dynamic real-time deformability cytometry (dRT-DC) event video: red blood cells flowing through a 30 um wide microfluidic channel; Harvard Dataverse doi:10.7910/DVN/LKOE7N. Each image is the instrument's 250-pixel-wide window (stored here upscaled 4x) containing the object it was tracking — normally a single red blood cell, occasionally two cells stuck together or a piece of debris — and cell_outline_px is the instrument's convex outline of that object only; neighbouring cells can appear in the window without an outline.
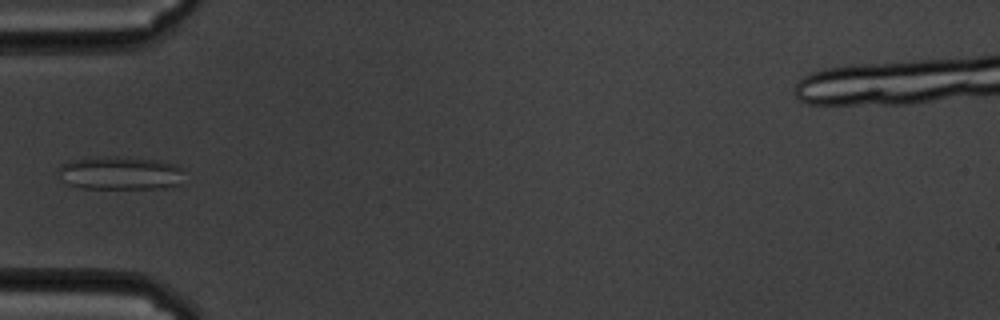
{"species": "common noctule bat (a hibernating species)", "species_latin": "Nyctalus noctula", "temperature_condition": "cold", "stored_images_in_passage": 40, "camera_frame_rate_fps": 3000, "um_per_image_px": 0.085, "animal": {"sex": "male", "body_mass_g": 19.5, "forearm_length_mm": 54.6}, "frame": {"image": 1, "passage_image": 1, "time_ms": 0.0, "image_size_px": [1000, 320], "cell_outline_px": [[184, 168], [180, 184], [168, 188], [80, 188], [68, 184], [60, 180], [60, 164], [72, 160], [96, 156], [112, 156], [156, 160], [176, 164]], "centroid_in_image_um": [10.22, 14.71], "position_along_channel_um": 74.8, "area_um2": 24.68}}
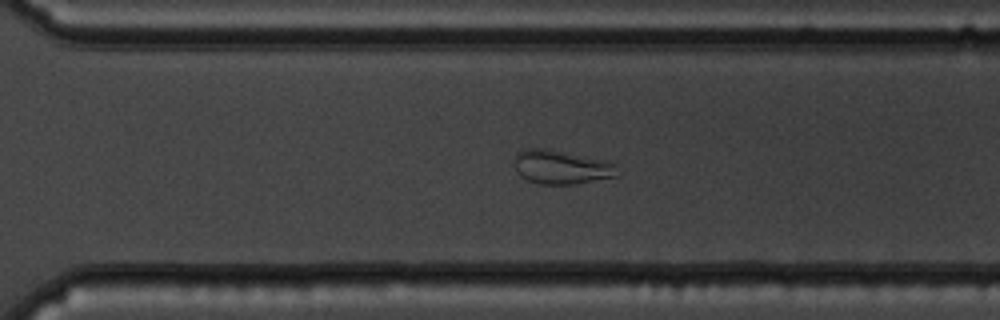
{"frame": {"image": 2, "passage_image": 23, "time_ms": 7.333, "image_size_px": [1000, 320], "cell_outline_px": [[620, 176], [572, 184], [540, 184], [524, 180], [520, 176], [512, 164], [512, 156], [516, 152], [524, 148], [544, 148], [608, 160], [616, 164]], "centroid_in_image_um": [47.67, 14.19], "position_along_channel_um": 322.9, "area_um2": 20.98}}
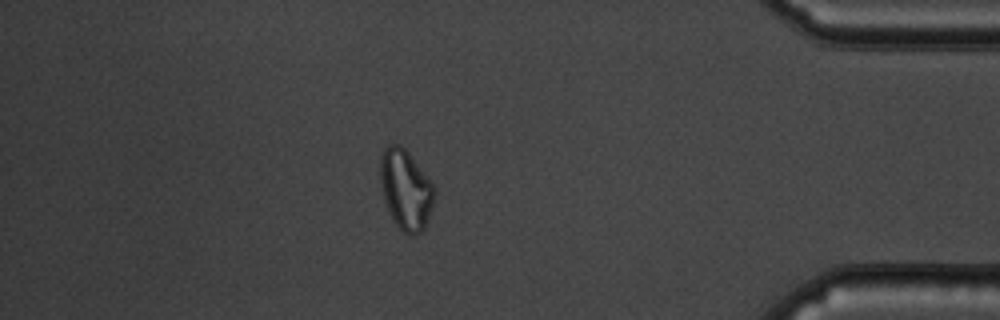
{"frame": {"image": 3, "passage_image": 33, "time_ms": 10.667, "image_size_px": [1000, 320], "cell_outline_px": [[432, 204], [428, 220], [424, 228], [416, 236], [412, 236], [404, 232], [396, 224], [384, 200], [380, 180], [380, 160], [384, 148], [388, 144], [400, 144], [408, 152], [432, 184]], "centroid_in_image_um": [34.45, 16.11], "position_along_channel_um": 400.8, "area_um2": 24.57}}